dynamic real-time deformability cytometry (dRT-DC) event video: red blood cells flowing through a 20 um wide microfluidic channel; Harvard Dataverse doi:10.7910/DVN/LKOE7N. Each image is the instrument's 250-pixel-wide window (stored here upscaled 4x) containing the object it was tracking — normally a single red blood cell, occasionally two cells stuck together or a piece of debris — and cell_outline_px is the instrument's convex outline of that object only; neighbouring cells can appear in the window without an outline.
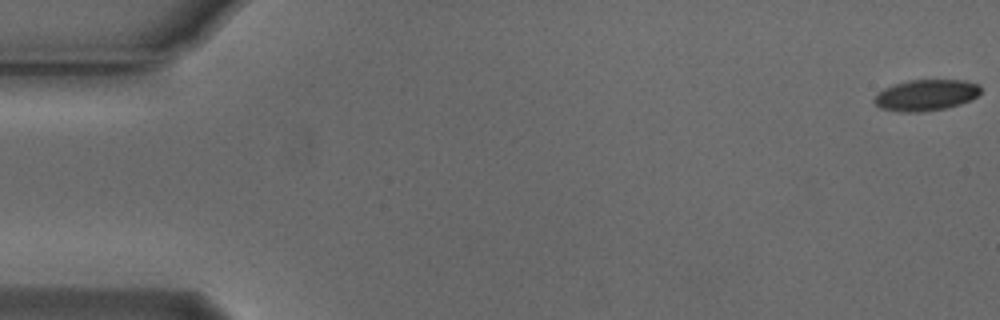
{"species": "Egyptian fruit bat (a non-hibernating species)", "species_latin": "Rousettus aegyptiacus", "temperature_condition": "cold", "stored_images_in_passage": 13, "camera_frame_rate_fps": 3000, "um_per_image_px": 0.085, "animal": {"sex": "male"}, "frame": {"image": 1, "passage_image": 1, "time_ms": 0.0, "image_size_px": [1000, 320], "cell_outline_px": [[980, 92], [976, 96], [960, 104], [944, 108], [920, 112], [900, 112], [880, 108], [872, 100], [884, 88], [908, 80], [964, 80], [976, 84], [980, 88]], "centroid_in_image_um": [78.67, 8.09], "position_along_channel_um": 6.3, "area_um2": 19.02}}